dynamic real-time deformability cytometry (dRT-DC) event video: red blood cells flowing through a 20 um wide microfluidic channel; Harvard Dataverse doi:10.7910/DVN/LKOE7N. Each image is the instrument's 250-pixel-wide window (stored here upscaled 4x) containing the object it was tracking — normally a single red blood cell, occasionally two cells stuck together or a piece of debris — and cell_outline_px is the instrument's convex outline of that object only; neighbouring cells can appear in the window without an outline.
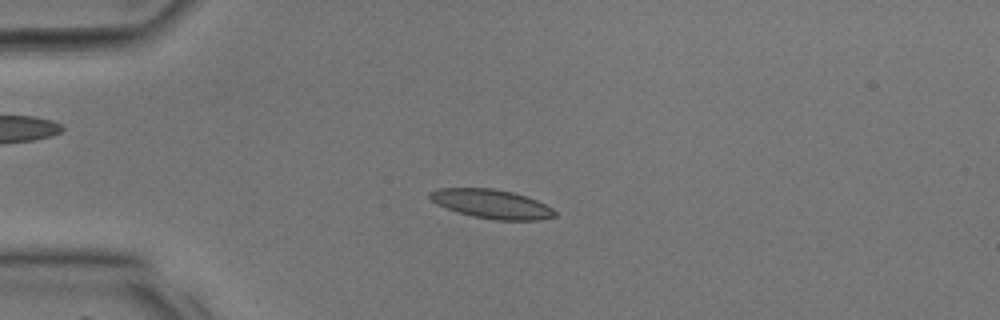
{"species": "common noctule bat (a hibernating species)", "species_latin": "Nyctalus noctula", "temperature_condition": "room temperature", "stored_images_in_passage": 37, "camera_frame_rate_fps": 3000, "um_per_image_px": 0.085, "animal": {"sex": "male", "body_mass_g": 17.9, "forearm_length_mm": 54.2}, "frame": {"image": 1, "passage_image": 9, "time_ms": 2.667, "image_size_px": [1000, 320], "cell_outline_px": [[556, 216], [540, 220], [496, 220], [472, 216], [436, 204], [428, 196], [428, 192], [436, 188], [492, 188], [512, 192], [536, 200], [552, 208], [556, 212]], "centroid_in_image_um": [41.77, 17.33], "position_along_channel_um": 43.2, "area_um2": 20.98}}
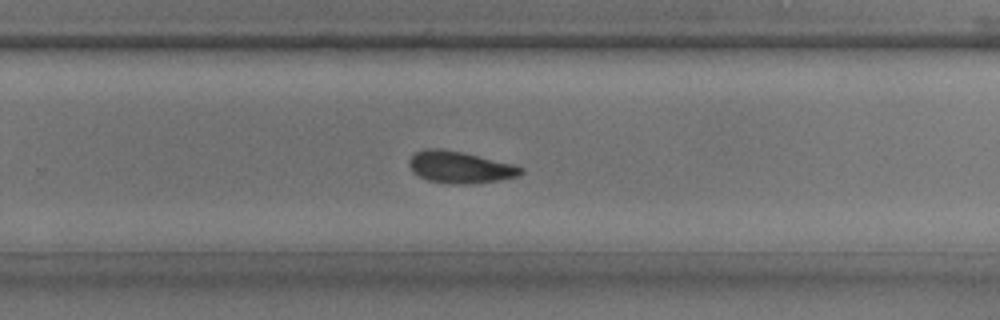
{"frame": {"image": 2, "passage_image": 24, "time_ms": 7.667, "image_size_px": [1000, 320], "cell_outline_px": [[524, 172], [516, 176], [500, 180], [472, 184], [460, 184], [428, 180], [412, 172], [408, 164], [408, 160], [416, 152], [424, 148], [440, 148], [460, 152], [512, 164], [524, 168]], "centroid_in_image_um": [39.07, 14.21], "position_along_channel_um": 290.7, "area_um2": 20.46}}
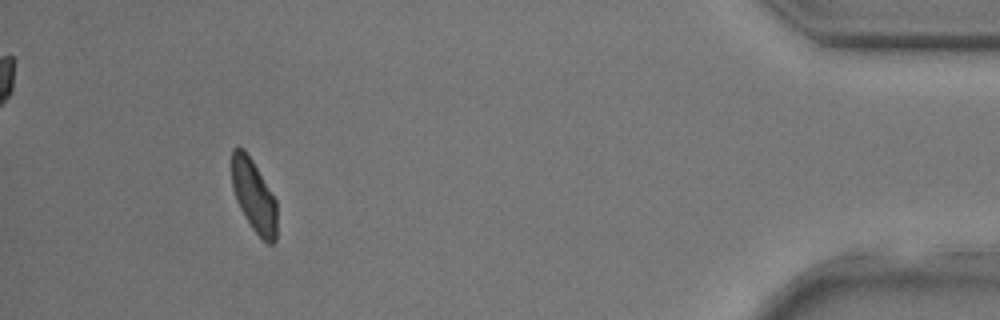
{"frame": {"image": 3, "passage_image": 34, "time_ms": 11.0, "image_size_px": [1000, 320], "cell_outline_px": [[276, 240], [272, 244], [268, 244], [252, 228], [244, 216], [236, 200], [232, 188], [232, 148], [244, 148], [252, 160], [276, 200]], "centroid_in_image_um": [21.57, 16.65], "position_along_channel_um": 413.6, "area_um2": 18.84}}